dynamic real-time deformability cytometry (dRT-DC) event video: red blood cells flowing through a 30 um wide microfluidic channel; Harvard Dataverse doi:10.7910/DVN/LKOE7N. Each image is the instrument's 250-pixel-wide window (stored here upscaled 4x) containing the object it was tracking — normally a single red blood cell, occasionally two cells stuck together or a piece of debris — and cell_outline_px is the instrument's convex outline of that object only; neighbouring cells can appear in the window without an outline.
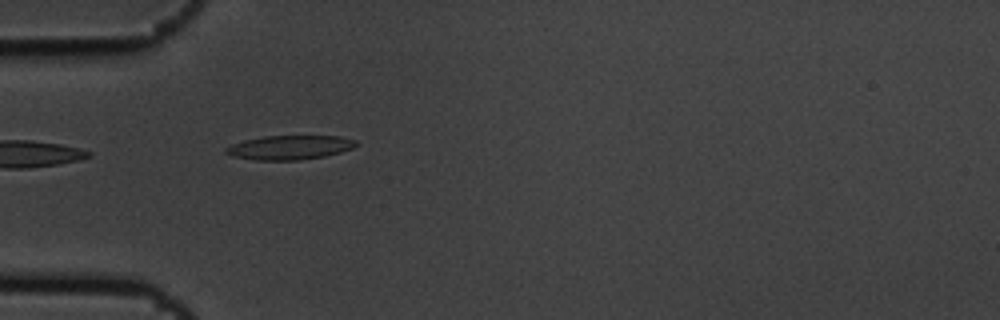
{"species": "common noctule bat (a hibernating species)", "species_latin": "Nyctalus noctula", "temperature_condition": "cold", "stored_images_in_passage": 5, "camera_frame_rate_fps": 3000, "um_per_image_px": 0.085, "animal": {"sex": "male", "body_mass_g": 19.5, "forearm_length_mm": 54.6}, "frame": {"image": 1, "passage_image": 4, "time_ms": 1.0, "image_size_px": [1000, 320], "cell_outline_px": [[360, 144], [352, 148], [340, 152], [324, 156], [300, 160], [256, 160], [232, 156], [224, 152], [224, 148], [232, 144], [244, 140], [264, 136], [340, 136], [356, 140]], "centroid_in_image_um": [24.62, 12.53], "position_along_channel_um": 60.4, "area_um2": 18.38}}